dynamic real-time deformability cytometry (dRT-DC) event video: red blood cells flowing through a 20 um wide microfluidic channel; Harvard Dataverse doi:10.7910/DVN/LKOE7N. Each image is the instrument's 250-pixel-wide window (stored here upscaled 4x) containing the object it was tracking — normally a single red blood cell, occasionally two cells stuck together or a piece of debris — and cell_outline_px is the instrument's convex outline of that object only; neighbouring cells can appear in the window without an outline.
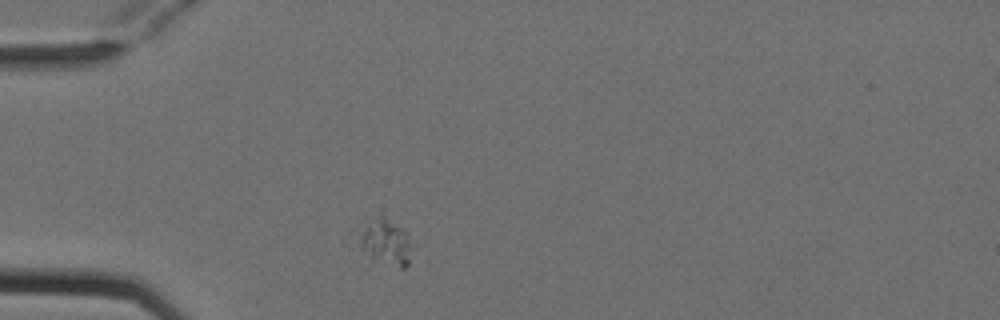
{"species": "Egyptian fruit bat (a non-hibernating species)", "species_latin": "Rousettus aegyptiacus", "temperature_condition": "cold", "stored_images_in_passage": 1, "camera_frame_rate_fps": 3000, "um_per_image_px": 0.085, "animal": {"sex": "female"}, "frame": {"image": 1, "passage_image": 1, "time_ms": 0.0, "image_size_px": [1000, 320], "cell_outline_px": [[408, 264], [404, 268], [400, 268], [372, 256], [360, 248], [344, 236], [348, 232], [368, 220], [380, 216], [384, 216], [408, 232]], "centroid_in_image_um": [32.49, 20.46], "position_along_channel_um": 52.5, "area_um2": 14.85}}